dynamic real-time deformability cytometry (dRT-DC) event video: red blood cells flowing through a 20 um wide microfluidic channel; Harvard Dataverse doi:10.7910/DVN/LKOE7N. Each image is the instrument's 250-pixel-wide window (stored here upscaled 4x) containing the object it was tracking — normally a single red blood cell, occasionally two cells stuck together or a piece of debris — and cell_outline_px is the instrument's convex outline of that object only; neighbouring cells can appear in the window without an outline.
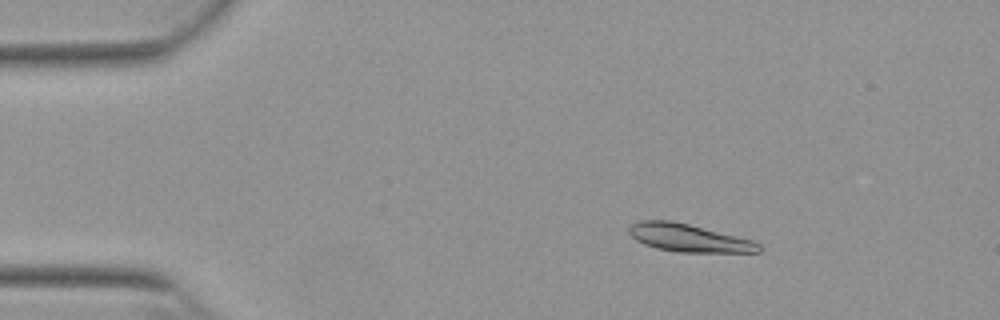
{"species": "Egyptian fruit bat (a non-hibernating species)", "species_latin": "Rousettus aegyptiacus", "temperature_condition": "warm", "stored_images_in_passage": 53, "camera_frame_rate_fps": 3000, "um_per_image_px": 0.085, "animal": {"sex": "female"}, "frame": {"image": 1, "passage_image": 9, "time_ms": 2.667, "image_size_px": [1000, 320], "cell_outline_px": [[764, 248], [760, 252], [676, 252], [656, 248], [644, 244], [636, 240], [628, 232], [628, 228], [632, 224], [640, 220], [672, 220], [752, 240], [760, 244]], "centroid_in_image_um": [58.53, 20.23], "position_along_channel_um": 26.5, "area_um2": 20.98}}
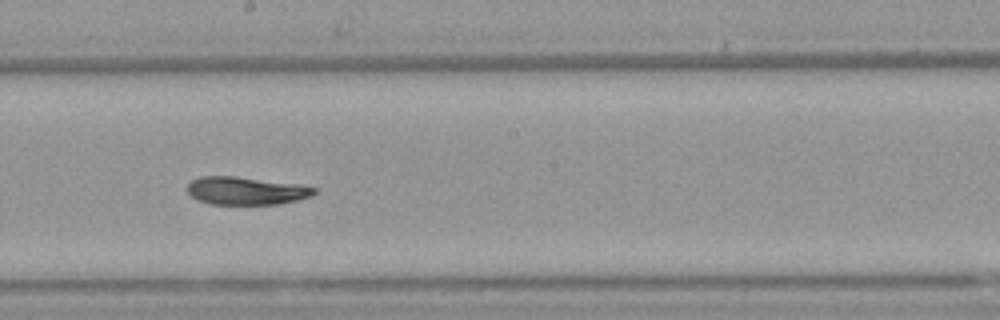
{"frame": {"image": 2, "passage_image": 30, "time_ms": 9.667, "image_size_px": [1000, 320], "cell_outline_px": [[316, 192], [312, 196], [280, 204], [208, 204], [196, 200], [188, 192], [188, 184], [192, 180], [200, 176], [236, 176], [296, 184], [316, 188]], "centroid_in_image_um": [20.88, 16.22], "position_along_channel_um": 227.3, "area_um2": 20.58}}
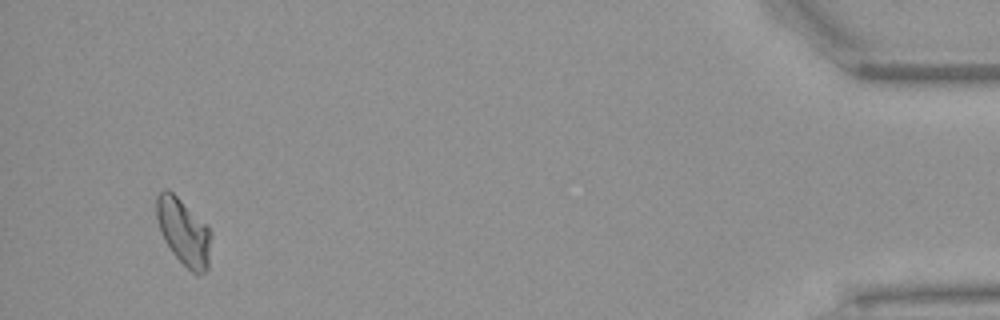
{"frame": {"image": 3, "passage_image": 51, "time_ms": 16.667, "image_size_px": [1000, 320], "cell_outline_px": [[208, 268], [200, 276], [196, 276], [172, 252], [164, 240], [160, 232], [156, 220], [156, 196], [164, 188], [168, 188], [208, 228]], "centroid_in_image_um": [15.53, 19.71], "position_along_channel_um": 419.7, "area_um2": 20.4}, "authors_computed_cell_mechanics": {"area_um2": 21.097, "velocity_mm_per_s": 3.8477, "shape_relaxation_time_tau1_ms": 6.303, "shape_relaxation_time_tau2_ms": 2.9975, "deformation_change_tau1": 0.1684, "deformation_change_tau2": 0.0577}}